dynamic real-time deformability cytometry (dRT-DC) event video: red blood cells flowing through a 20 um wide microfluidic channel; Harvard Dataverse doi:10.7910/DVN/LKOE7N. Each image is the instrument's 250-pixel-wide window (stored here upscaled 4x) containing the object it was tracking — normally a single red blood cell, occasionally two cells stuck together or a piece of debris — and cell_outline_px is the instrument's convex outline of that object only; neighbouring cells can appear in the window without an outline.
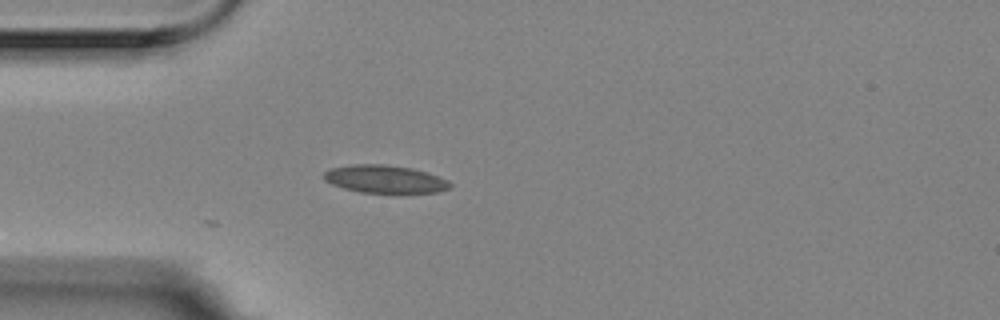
{"species": "Egyptian fruit bat (a non-hibernating species)", "species_latin": "Rousettus aegyptiacus", "temperature_condition": "room temperature", "stored_images_in_passage": 3, "camera_frame_rate_fps": 3000, "um_per_image_px": 0.085, "animal": {"sex": "female"}, "frame": {"image": 1, "passage_image": 1, "time_ms": 0.0, "image_size_px": [1000, 320], "cell_outline_px": [[452, 188], [440, 192], [400, 196], [360, 192], [344, 188], [332, 184], [324, 180], [324, 172], [332, 168], [352, 164], [384, 164], [412, 168], [428, 172], [448, 180], [452, 184]], "centroid_in_image_um": [32.82, 15.28], "position_along_channel_um": 52.2, "area_um2": 21.56}}